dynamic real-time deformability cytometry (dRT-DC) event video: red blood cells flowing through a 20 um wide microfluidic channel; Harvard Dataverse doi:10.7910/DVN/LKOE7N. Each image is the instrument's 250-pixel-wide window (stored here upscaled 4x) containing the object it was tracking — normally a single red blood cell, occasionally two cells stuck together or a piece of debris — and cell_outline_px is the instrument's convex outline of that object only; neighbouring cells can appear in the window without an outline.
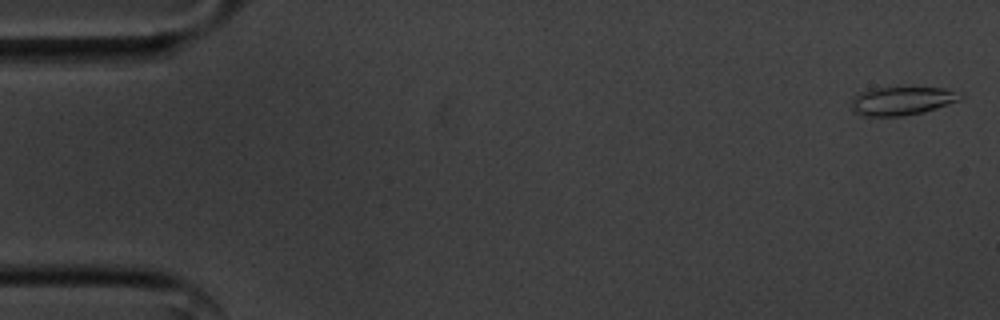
{"species": "common noctule bat (a hibernating species)", "species_latin": "Nyctalus noctula", "temperature_condition": "cold", "stored_images_in_passage": 55, "camera_frame_rate_fps": 3000, "um_per_image_px": 0.085, "animal": {"sex": "male", "body_mass_g": 20.1, "forearm_length_mm": 53.5}, "frame": {"image": 1, "passage_image": 1, "time_ms": 0.0, "image_size_px": [1000, 320], "cell_outline_px": [[964, 96], [960, 100], [924, 112], [900, 116], [860, 116], [852, 112], [852, 96], [860, 92], [876, 88], [944, 88], [964, 92]], "centroid_in_image_um": [76.67, 8.58], "position_along_channel_um": 8.3, "area_um2": 18.21}}
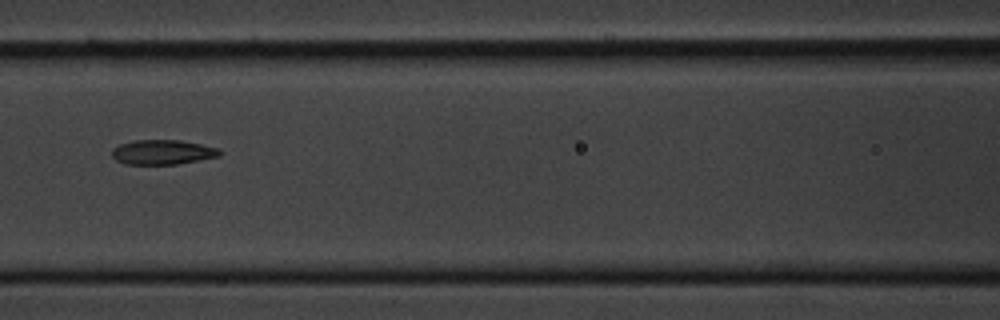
{"frame": {"image": 2, "passage_image": 24, "time_ms": 7.667, "image_size_px": [1000, 320], "cell_outline_px": [[224, 152], [220, 156], [176, 164], [124, 164], [116, 160], [112, 156], [112, 148], [120, 144], [136, 140], [180, 140], [200, 144], [216, 148]], "centroid_in_image_um": [13.81, 12.93], "position_along_channel_um": 152.8, "area_um2": 15.43}}
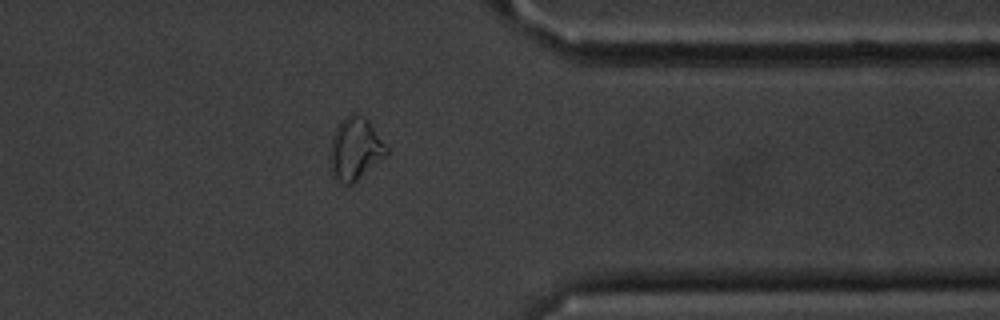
{"frame": {"image": 3, "passage_image": 44, "time_ms": 14.333, "image_size_px": [1000, 320], "cell_outline_px": [[388, 156], [352, 184], [344, 184], [336, 180], [332, 172], [328, 160], [332, 136], [340, 120], [352, 112], [356, 112], [364, 116], [368, 120], [388, 148]], "centroid_in_image_um": [30.19, 12.65], "position_along_channel_um": 381.2, "area_um2": 20.92}, "authors_computed_cell_mechanics": {"area_um2": 17.2822, "velocity_mm_per_s": 3.5763, "shape_relaxation_time_tau1_ms": 6.3889, "shape_relaxation_time_tau2_ms": 2.6279, "deformation_change_tau1": 0.1497, "deformation_change_tau2": 0.0796}}